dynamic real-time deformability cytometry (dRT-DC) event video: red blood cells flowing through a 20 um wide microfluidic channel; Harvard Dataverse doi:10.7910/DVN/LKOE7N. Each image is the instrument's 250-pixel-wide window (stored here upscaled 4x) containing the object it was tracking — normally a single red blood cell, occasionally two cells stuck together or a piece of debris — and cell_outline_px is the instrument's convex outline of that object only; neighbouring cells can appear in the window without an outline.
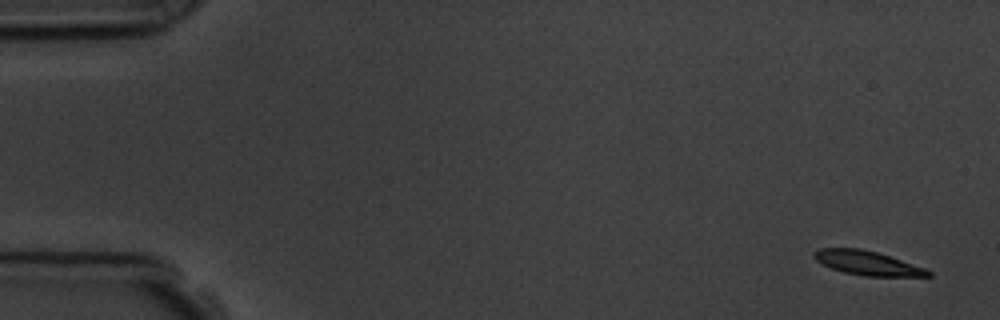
{"species": "common noctule bat (a hibernating species)", "species_latin": "Nyctalus noctula", "temperature_condition": "room temperature", "stored_images_in_passage": 5, "camera_frame_rate_fps": 3000, "um_per_image_px": 0.085, "animal": {"sex": "male", "body_mass_g": 19.5, "forearm_length_mm": 54.6}, "frame": {"image": 1, "passage_image": 1, "time_ms": 0.0, "image_size_px": [1000, 320], "cell_outline_px": [[932, 276], [864, 276], [844, 272], [832, 268], [816, 260], [812, 256], [812, 252], [820, 248], [860, 248], [876, 252], [924, 268], [932, 272]], "centroid_in_image_um": [73.68, 22.35], "position_along_channel_um": 11.3, "area_um2": 15.78}}
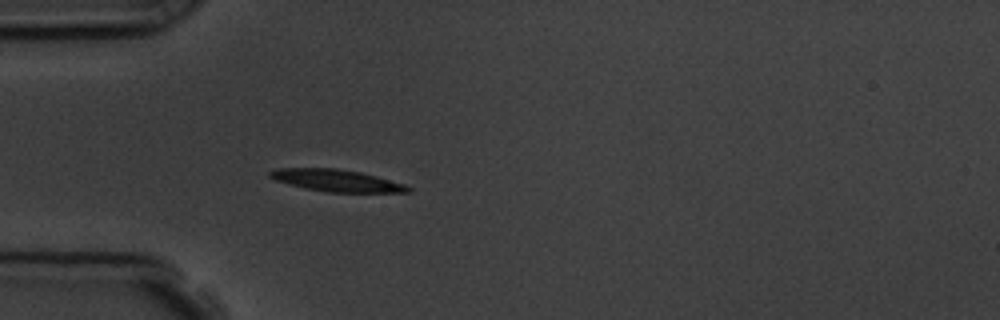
{"frame": {"image": 2, "passage_image": 5, "time_ms": 4.667, "image_size_px": [1000, 320], "cell_outline_px": [[412, 192], [328, 192], [304, 188], [276, 180], [268, 176], [268, 172], [280, 168], [336, 168], [360, 172], [376, 176], [404, 184], [412, 188]], "centroid_in_image_um": [28.61, 15.34], "position_along_channel_um": 56.4, "area_um2": 17.51}}